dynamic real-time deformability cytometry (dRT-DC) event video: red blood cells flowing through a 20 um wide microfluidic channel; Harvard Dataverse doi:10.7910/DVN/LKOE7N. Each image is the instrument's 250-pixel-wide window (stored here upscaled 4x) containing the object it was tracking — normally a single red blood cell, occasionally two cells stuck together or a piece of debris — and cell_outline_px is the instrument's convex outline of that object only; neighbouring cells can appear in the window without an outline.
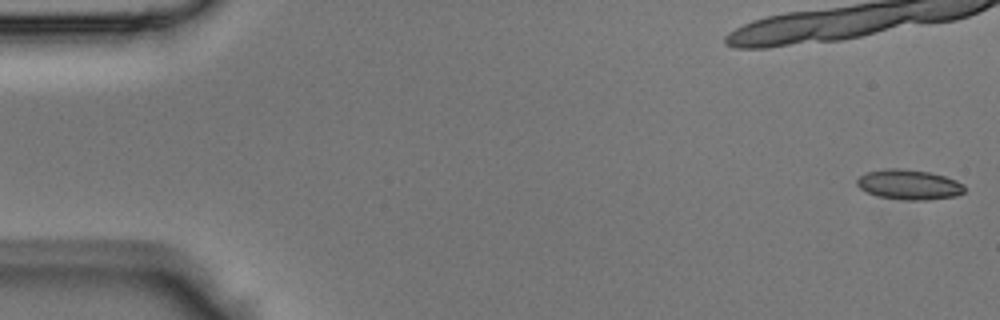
{"species": "Egyptian fruit bat (a non-hibernating species)", "species_latin": "Rousettus aegyptiacus", "temperature_condition": "room temperature", "stored_images_in_passage": 44, "camera_frame_rate_fps": 3000, "um_per_image_px": 0.085, "animal": {"sex": "male"}, "frame": {"image": 1, "passage_image": 1, "time_ms": 0.0, "image_size_px": [1000, 320], "cell_outline_px": [[964, 192], [956, 196], [928, 200], [904, 200], [876, 196], [864, 192], [856, 184], [856, 180], [860, 176], [868, 172], [888, 168], [896, 168], [928, 172], [944, 176], [956, 180], [964, 184]], "centroid_in_image_um": [77.25, 15.71], "position_along_channel_um": 7.8, "area_um2": 18.84}}